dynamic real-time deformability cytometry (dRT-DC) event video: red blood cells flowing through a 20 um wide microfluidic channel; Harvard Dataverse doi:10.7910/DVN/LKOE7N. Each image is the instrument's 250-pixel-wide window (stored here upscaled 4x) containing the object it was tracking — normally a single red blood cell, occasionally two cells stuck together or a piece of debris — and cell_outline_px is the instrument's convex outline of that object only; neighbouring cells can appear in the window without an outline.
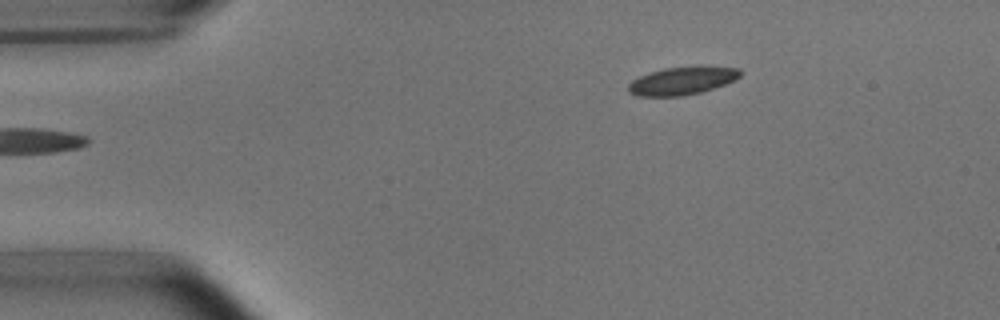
{"species": "common noctule bat (a hibernating species)", "species_latin": "Nyctalus noctula", "temperature_condition": "room temperature", "stored_images_in_passage": 6, "segment_of_instrument_passage": [2, 2], "camera_frame_rate_fps": 3000, "um_per_image_px": 0.085, "animal": {"sex": "male", "body_mass_g": 15.6}, "frame": {"image": 1, "passage_image": 6, "time_ms": 1.667, "image_size_px": [1000, 320], "cell_outline_px": [[740, 76], [736, 80], [700, 92], [680, 96], [636, 96], [628, 92], [628, 84], [632, 80], [648, 72], [664, 68], [740, 68]], "centroid_in_image_um": [57.89, 6.9], "position_along_channel_um": 27.1, "area_um2": 17.57}}